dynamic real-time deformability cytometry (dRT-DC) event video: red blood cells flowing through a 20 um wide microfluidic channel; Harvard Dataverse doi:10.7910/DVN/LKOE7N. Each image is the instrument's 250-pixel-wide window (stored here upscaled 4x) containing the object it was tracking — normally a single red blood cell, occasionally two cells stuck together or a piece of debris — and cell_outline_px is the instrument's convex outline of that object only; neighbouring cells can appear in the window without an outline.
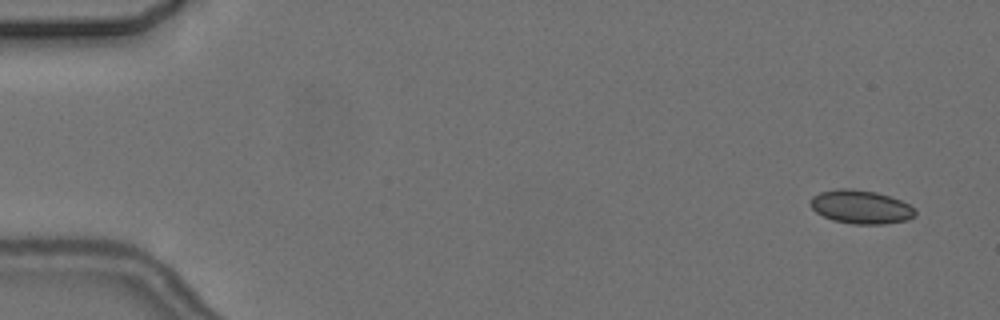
{"species": "common noctule bat (a hibernating species)", "species_latin": "Nyctalus noctula", "temperature_condition": "cold", "stored_images_in_passage": 5, "camera_frame_rate_fps": 3000, "um_per_image_px": 0.085, "animal": {"sex": "female", "body_mass_g": 24.6, "forearm_length_mm": 56.2}, "frame": {"image": 1, "passage_image": 1, "time_ms": 0.0, "image_size_px": [1000, 320], "cell_outline_px": [[916, 212], [908, 220], [884, 224], [852, 224], [832, 220], [816, 212], [808, 204], [812, 196], [820, 192], [836, 188], [852, 188], [876, 192], [900, 200], [916, 208]], "centroid_in_image_um": [73.14, 17.58], "position_along_channel_um": 11.9, "area_um2": 20.63}}
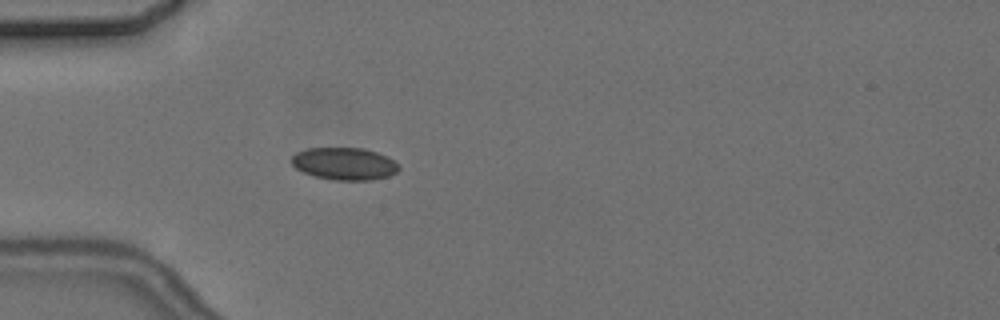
{"frame": {"image": 2, "passage_image": 5, "time_ms": 4.667, "image_size_px": [1000, 320], "cell_outline_px": [[400, 168], [396, 172], [388, 176], [372, 180], [336, 180], [316, 176], [304, 172], [296, 168], [292, 164], [292, 156], [296, 152], [308, 148], [364, 148], [388, 156], [400, 164]], "centroid_in_image_um": [29.31, 13.91], "position_along_channel_um": 55.7, "area_um2": 20.23}}